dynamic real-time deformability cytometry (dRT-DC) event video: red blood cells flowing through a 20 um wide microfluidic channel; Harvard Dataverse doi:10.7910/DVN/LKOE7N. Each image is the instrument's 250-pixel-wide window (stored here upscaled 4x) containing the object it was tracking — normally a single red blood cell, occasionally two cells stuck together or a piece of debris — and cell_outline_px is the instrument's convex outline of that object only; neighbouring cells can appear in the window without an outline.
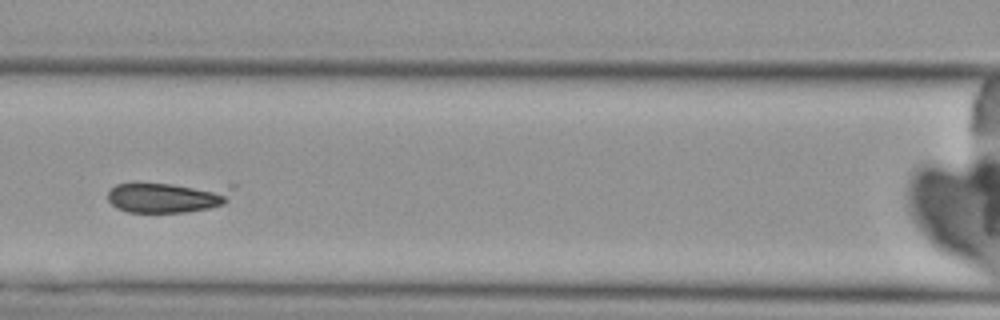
{"species": "Egyptian fruit bat (a non-hibernating species)", "species_latin": "Rousettus aegyptiacus", "temperature_condition": "cold", "stored_images_in_passage": 9, "camera_frame_rate_fps": 3000, "um_per_image_px": 0.085, "animal": {"sex": "female"}, "frame": {"image": 1, "passage_image": 8, "time_ms": 8.333, "image_size_px": [1000, 320], "cell_outline_px": [[236, 184], [228, 200], [224, 204], [208, 208], [184, 212], [128, 212], [116, 208], [108, 200], [108, 192], [116, 184]], "centroid_in_image_um": [14.34, 16.74], "position_along_channel_um": 152.3, "area_um2": 22.54}}
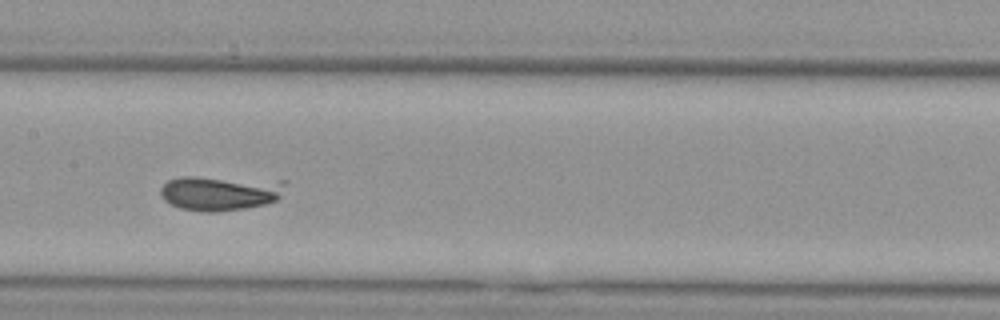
{"frame": {"image": 2, "passage_image": 9, "time_ms": 9.333, "image_size_px": [1000, 320], "cell_outline_px": [[288, 180], [280, 196], [276, 200], [264, 204], [244, 208], [216, 212], [208, 212], [180, 208], [164, 200], [160, 196], [160, 188], [168, 180], [180, 176], [196, 176]], "centroid_in_image_um": [18.72, 16.37], "position_along_channel_um": 188.7, "area_um2": 25.66}}